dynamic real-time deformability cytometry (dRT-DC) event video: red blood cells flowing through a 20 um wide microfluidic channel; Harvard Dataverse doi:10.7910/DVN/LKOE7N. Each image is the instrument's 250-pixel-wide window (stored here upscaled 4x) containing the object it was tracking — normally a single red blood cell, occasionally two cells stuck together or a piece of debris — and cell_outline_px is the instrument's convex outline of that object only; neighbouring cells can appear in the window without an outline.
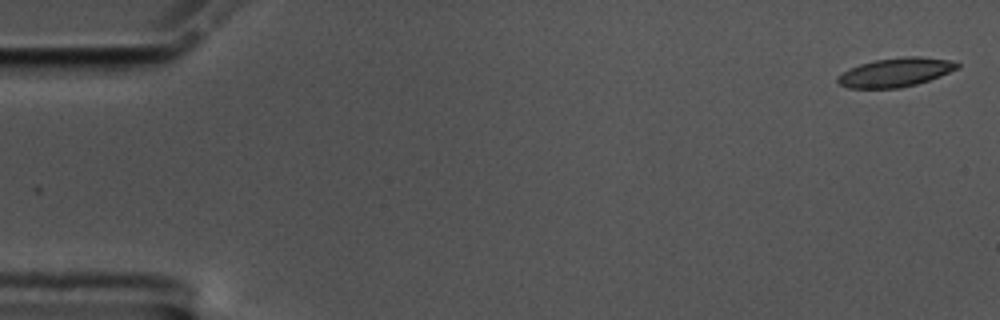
{"species": "common noctule bat (a hibernating species)", "species_latin": "Nyctalus noctula", "temperature_condition": "cold", "stored_images_in_passage": 57, "camera_frame_rate_fps": 3000, "um_per_image_px": 0.085, "animal": {"sex": "male", "body_mass_g": 17.5, "forearm_length_mm": 52.3}, "frame": {"image": 1, "passage_image": 1, "time_ms": 0.0, "image_size_px": [1000, 320], "cell_outline_px": [[960, 68], [940, 76], [916, 84], [900, 88], [848, 88], [840, 84], [836, 80], [836, 76], [848, 68], [860, 64], [876, 60], [904, 56], [920, 56], [952, 60], [960, 64]], "centroid_in_image_um": [76.12, 6.14], "position_along_channel_um": 8.9, "area_um2": 20.29}}
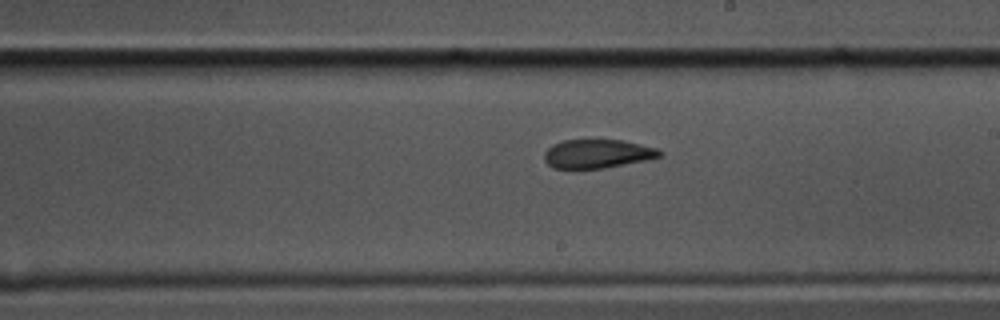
{"frame": {"image": 2, "passage_image": 32, "time_ms": 10.333, "image_size_px": [1000, 320], "cell_outline_px": [[664, 152], [660, 156], [648, 160], [604, 168], [552, 168], [544, 160], [544, 152], [552, 144], [564, 140], [620, 140], [640, 144], [656, 148]], "centroid_in_image_um": [50.77, 13.07], "position_along_channel_um": 238.2, "area_um2": 19.31}}
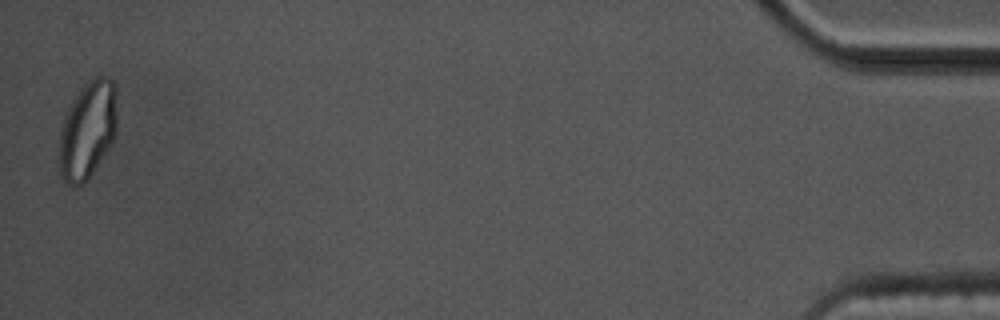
{"frame": {"image": 3, "passage_image": 56, "time_ms": 18.333, "image_size_px": [1000, 320], "cell_outline_px": [[116, 132], [108, 148], [88, 180], [84, 184], [68, 184], [60, 176], [60, 132], [64, 116], [72, 100], [80, 88], [88, 80], [96, 76], [108, 76], [116, 84]], "centroid_in_image_um": [7.46, 11.0], "position_along_channel_um": 427.7, "area_um2": 32.89}, "authors_computed_cell_mechanics": {"area_um2": 20.808, "velocity_mm_per_s": 3.5186, "shape_relaxation_time_tau1_ms": null, "shape_relaxation_time_tau2_ms": 1.7618, "deformation_change_tau1": null, "deformation_change_tau2": 0.0773}}